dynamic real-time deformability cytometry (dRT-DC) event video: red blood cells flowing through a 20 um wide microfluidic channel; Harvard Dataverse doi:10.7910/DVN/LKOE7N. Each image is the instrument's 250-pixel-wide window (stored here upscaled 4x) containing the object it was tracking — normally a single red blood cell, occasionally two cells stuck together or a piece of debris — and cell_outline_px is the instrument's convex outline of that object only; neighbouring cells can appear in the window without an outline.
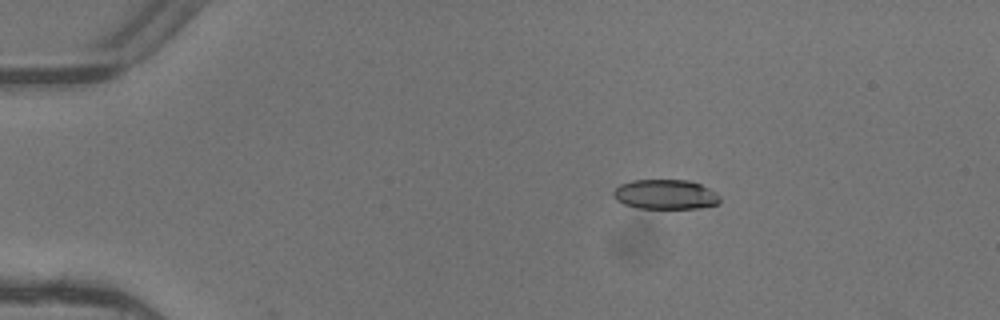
{"species": "common noctule bat (a hibernating species)", "species_latin": "Nyctalus noctula", "temperature_condition": "warm", "stored_images_in_passage": 2, "camera_frame_rate_fps": 3000, "um_per_image_px": 0.085, "animal": {"sex": "female"}, "frame": {"image": 1, "passage_image": 1, "time_ms": 0.0, "image_size_px": [1000, 320], "cell_outline_px": [[720, 204], [700, 208], [636, 208], [624, 204], [616, 200], [612, 192], [620, 184], [632, 180], [688, 180], [700, 184], [708, 188], [720, 196]], "centroid_in_image_um": [56.56, 16.53], "position_along_channel_um": 28.4, "area_um2": 18.5}}